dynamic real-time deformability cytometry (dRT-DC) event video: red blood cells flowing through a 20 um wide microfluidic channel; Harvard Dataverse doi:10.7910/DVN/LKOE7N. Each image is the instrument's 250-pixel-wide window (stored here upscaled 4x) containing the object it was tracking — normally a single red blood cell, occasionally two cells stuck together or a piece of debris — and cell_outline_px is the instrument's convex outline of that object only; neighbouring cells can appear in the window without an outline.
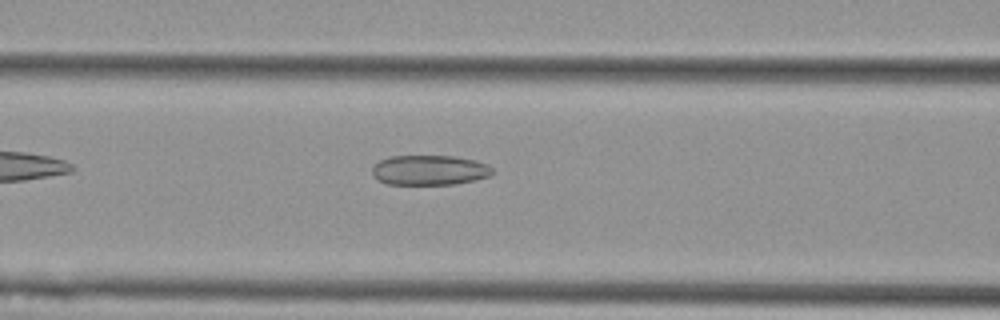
{"species": "Egyptian fruit bat (a non-hibernating species)", "species_latin": "Rousettus aegyptiacus", "temperature_condition": "cold", "stored_images_in_passage": 37, "camera_frame_rate_fps": 3000, "um_per_image_px": 0.085, "animal": {"sex": "female"}, "frame": {"image": 1, "passage_image": 7, "time_ms": 2.0, "image_size_px": [1000, 320], "cell_outline_px": [[492, 172], [488, 176], [456, 184], [388, 184], [380, 180], [372, 172], [372, 168], [380, 160], [388, 156], [456, 156], [476, 160], [488, 164], [492, 168]], "centroid_in_image_um": [36.52, 14.45], "position_along_channel_um": 130.1, "area_um2": 20.81}}
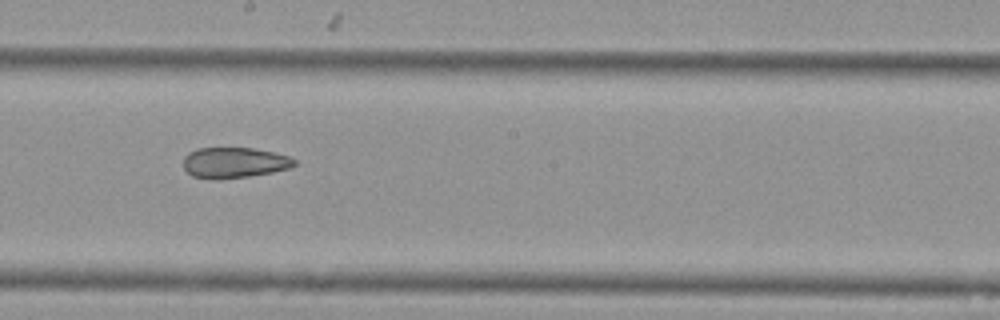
{"frame": {"image": 2, "passage_image": 15, "time_ms": 4.667, "image_size_px": [1000, 320], "cell_outline_px": [[296, 164], [292, 168], [272, 172], [248, 176], [216, 180], [192, 176], [184, 168], [184, 156], [188, 152], [196, 148], [252, 148], [272, 152], [288, 156], [296, 160]], "centroid_in_image_um": [19.9, 13.83], "position_along_channel_um": 228.3, "area_um2": 19.88}}
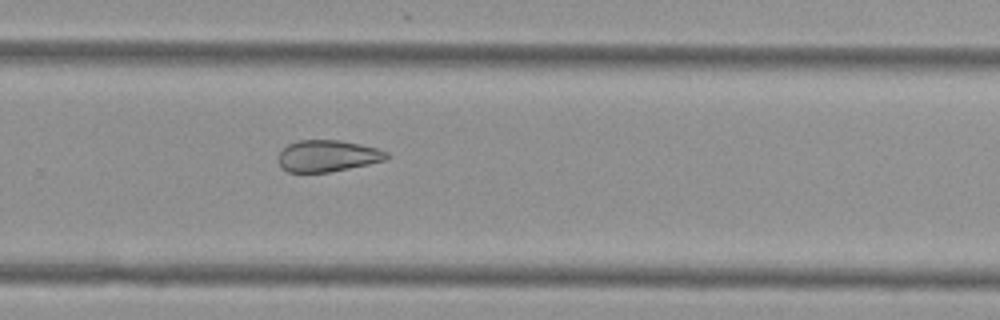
{"frame": {"image": 3, "passage_image": 21, "time_ms": 6.667, "image_size_px": [1000, 320], "cell_outline_px": [[388, 160], [328, 172], [288, 172], [280, 168], [280, 152], [288, 144], [296, 140], [340, 140], [360, 144], [376, 148], [388, 152]], "centroid_in_image_um": [27.85, 13.25], "position_along_channel_um": 301.9, "area_um2": 19.83}, "authors_computed_cell_mechanics": {"area_um2": 21.5016, "velocity_mm_per_s": 3.6928, "shape_relaxation_time_tau1_ms": null, "shape_relaxation_time_tau2_ms": 5.0358, "deformation_change_tau1": null, "deformation_change_tau2": 0.1318}}